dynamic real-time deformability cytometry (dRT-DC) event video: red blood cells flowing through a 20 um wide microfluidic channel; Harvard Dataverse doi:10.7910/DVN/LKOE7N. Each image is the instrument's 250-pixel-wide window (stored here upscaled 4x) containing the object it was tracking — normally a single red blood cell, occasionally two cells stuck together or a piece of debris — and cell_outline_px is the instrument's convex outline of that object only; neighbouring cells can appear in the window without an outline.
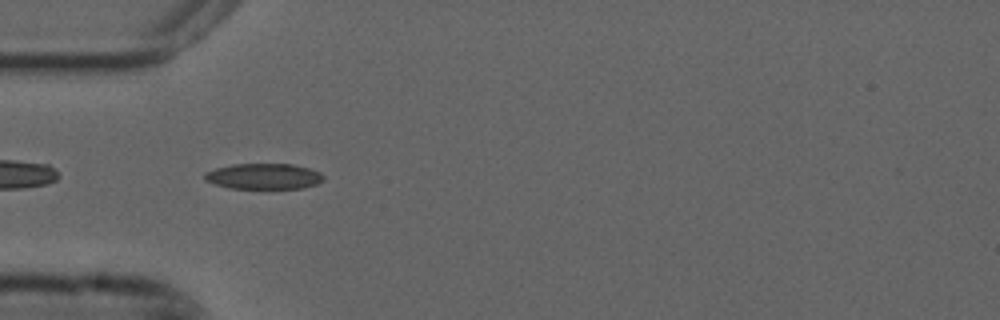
{"species": "common noctule bat (a hibernating species)", "species_latin": "Nyctalus noctula", "temperature_condition": "cold", "stored_images_in_passage": 40, "camera_frame_rate_fps": 3000, "um_per_image_px": 0.085, "animal": {"sex": "male", "forearm_length_mm": 52.5}, "frame": {"image": 1, "passage_image": 2, "time_ms": 0.333, "image_size_px": [1000, 320], "cell_outline_px": [[324, 180], [316, 184], [304, 188], [228, 188], [204, 180], [204, 172], [216, 168], [232, 164], [292, 164], [308, 168], [320, 172], [324, 176]], "centroid_in_image_um": [22.41, 14.98], "position_along_channel_um": 62.6, "area_um2": 17.8}}
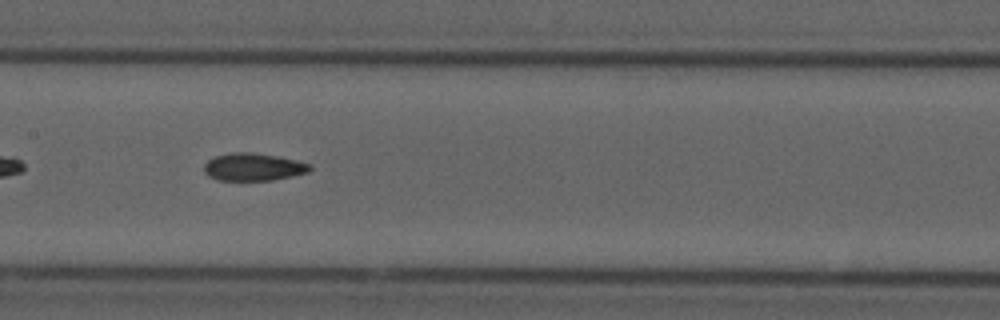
{"frame": {"image": 2, "passage_image": 12, "time_ms": 3.667, "image_size_px": [1000, 320], "cell_outline_px": [[312, 168], [308, 172], [292, 176], [272, 180], [216, 180], [208, 176], [204, 172], [204, 164], [208, 160], [216, 156], [232, 152], [252, 152], [280, 156], [312, 164]], "centroid_in_image_um": [21.54, 14.18], "position_along_channel_um": 185.9, "area_um2": 17.17}}
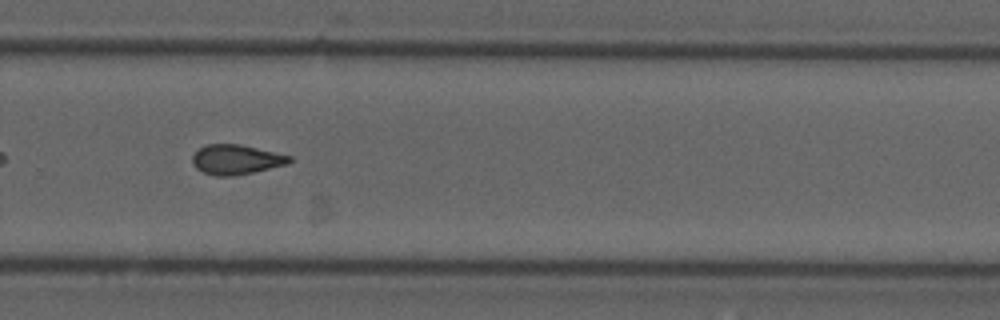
{"frame": {"image": 3, "passage_image": 22, "time_ms": 7.0, "image_size_px": [1000, 320], "cell_outline_px": [[292, 160], [288, 164], [252, 172], [232, 176], [216, 176], [204, 172], [196, 168], [192, 164], [192, 156], [200, 148], [208, 144], [240, 144], [292, 156]], "centroid_in_image_um": [20.07, 13.56], "position_along_channel_um": 309.7, "area_um2": 16.7}, "authors_computed_cell_mechanics": {"area_um2": 16.8776, "velocity_mm_per_s": 3.7292, "shape_relaxation_time_tau1_ms": null, "shape_relaxation_time_tau2_ms": 3.8987, "deformation_change_tau1": null, "deformation_change_tau2": 0.1119}}